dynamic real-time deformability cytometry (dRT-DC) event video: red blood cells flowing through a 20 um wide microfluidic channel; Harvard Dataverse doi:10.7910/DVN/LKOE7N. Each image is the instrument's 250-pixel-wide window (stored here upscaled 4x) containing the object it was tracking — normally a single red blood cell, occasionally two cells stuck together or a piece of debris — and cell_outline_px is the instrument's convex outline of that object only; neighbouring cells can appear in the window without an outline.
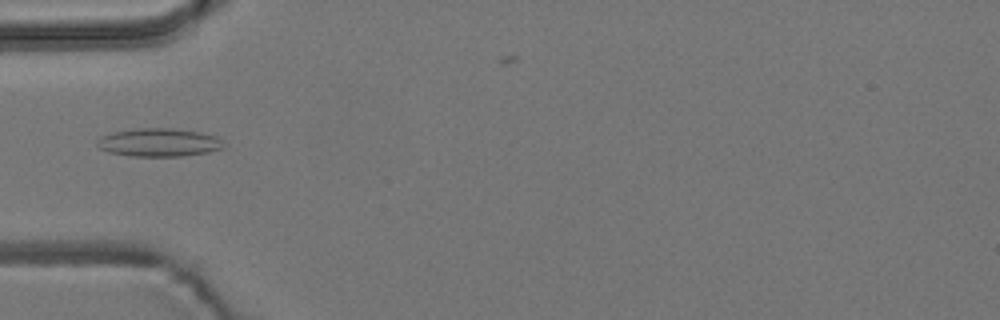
{"species": "common noctule bat (a hibernating species)", "species_latin": "Nyctalus noctula", "temperature_condition": "room temperature", "stored_images_in_passage": 6, "camera_frame_rate_fps": 3000, "um_per_image_px": 0.085, "animal": {"sex": "male", "body_mass_g": 19.2, "forearm_length_mm": 51.8}, "frame": {"image": 1, "passage_image": 5, "time_ms": 4.333, "image_size_px": [1000, 320], "cell_outline_px": [[224, 148], [208, 152], [184, 156], [132, 156], [108, 152], [100, 148], [96, 144], [96, 140], [100, 136], [112, 132], [140, 128], [172, 128], [200, 132], [216, 136], [220, 140]], "centroid_in_image_um": [13.48, 12.11], "position_along_channel_um": 71.5, "area_um2": 20.81}}